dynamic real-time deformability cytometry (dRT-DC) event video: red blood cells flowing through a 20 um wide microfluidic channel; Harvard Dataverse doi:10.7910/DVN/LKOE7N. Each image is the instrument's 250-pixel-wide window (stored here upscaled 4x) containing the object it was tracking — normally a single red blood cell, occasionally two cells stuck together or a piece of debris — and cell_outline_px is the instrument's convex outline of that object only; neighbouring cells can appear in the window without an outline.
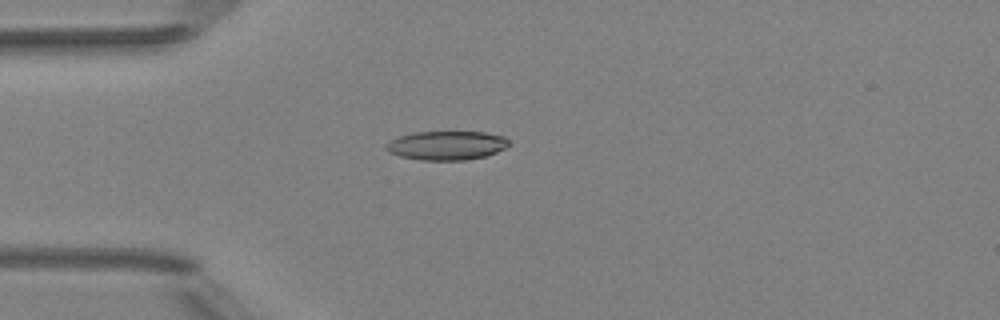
{"species": "Egyptian fruit bat (a non-hibernating species)", "species_latin": "Rousettus aegyptiacus", "temperature_condition": "room temperature", "stored_images_in_passage": 2, "camera_frame_rate_fps": 3000, "um_per_image_px": 0.085, "animal": {"sex": "female"}, "frame": {"image": 1, "passage_image": 2, "time_ms": 1.0, "image_size_px": [1000, 320], "cell_outline_px": [[508, 144], [504, 148], [496, 152], [484, 156], [464, 160], [420, 160], [400, 156], [388, 152], [384, 148], [384, 144], [388, 140], [396, 136], [412, 132], [484, 132], [504, 136], [508, 140]], "centroid_in_image_um": [37.87, 12.35], "position_along_channel_um": 47.1, "area_um2": 20.87}}